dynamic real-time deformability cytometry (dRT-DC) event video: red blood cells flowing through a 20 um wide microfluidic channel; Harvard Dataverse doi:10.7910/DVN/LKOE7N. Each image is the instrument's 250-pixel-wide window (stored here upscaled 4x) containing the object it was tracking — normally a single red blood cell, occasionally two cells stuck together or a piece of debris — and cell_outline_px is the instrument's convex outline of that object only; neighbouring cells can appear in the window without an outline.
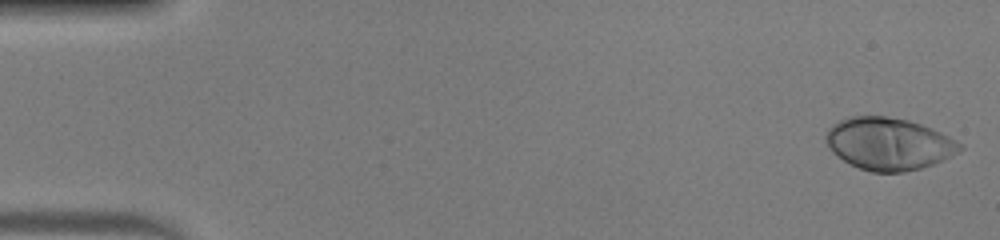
{"species": "human", "species_latin": "Homo sapiens", "temperature_condition": "warm", "stored_images_in_passage": 48, "camera_frame_rate_fps": 3000, "um_per_image_px": 0.085, "donor": {"sex": "male"}, "frame": {"image": 1, "passage_image": 1, "time_ms": 0.0, "image_size_px": [1000, 240], "cell_outline_px": [[964, 148], [932, 164], [920, 168], [904, 172], [872, 172], [860, 168], [844, 160], [832, 152], [828, 148], [824, 140], [824, 136], [828, 128], [832, 124], [840, 120], [852, 116], [884, 116], [908, 120], [932, 128], [948, 136], [960, 144]], "centroid_in_image_um": [75.48, 12.21], "position_along_channel_um": 9.5, "area_um2": 40.46}}
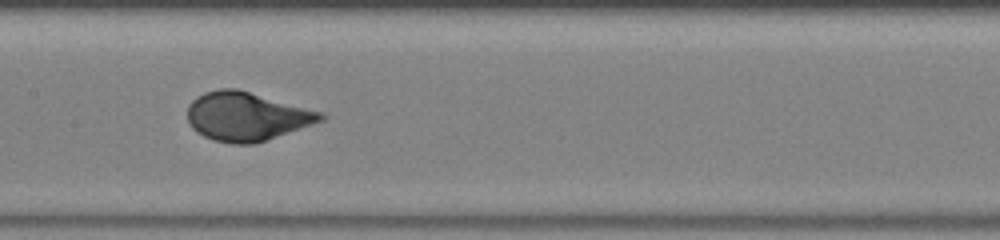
{"frame": {"image": 2, "passage_image": 24, "time_ms": 7.667, "image_size_px": [1000, 240], "cell_outline_px": [[328, 116], [324, 120], [252, 144], [232, 144], [212, 140], [196, 132], [192, 128], [188, 120], [188, 104], [196, 96], [204, 92], [220, 88], [236, 88], [324, 112]], "centroid_in_image_um": [20.94, 9.88], "position_along_channel_um": 186.5, "area_um2": 37.8}}
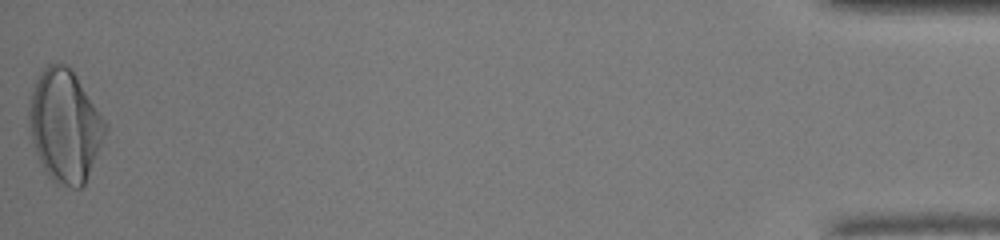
{"frame": {"image": 3, "passage_image": 48, "time_ms": 15.667, "image_size_px": [1000, 240], "cell_outline_px": [[108, 128], [88, 176], [84, 184], [80, 188], [72, 188], [56, 184], [48, 176], [36, 152], [32, 140], [28, 120], [28, 104], [32, 88], [40, 72], [48, 64], [64, 64], [76, 76], [108, 124]], "centroid_in_image_um": [5.5, 10.71], "position_along_channel_um": 429.7, "area_um2": 49.59}, "authors_computed_cell_mechanics": {"area_um2": 38.0902, "velocity_mm_per_s": 4.2419, "shape_relaxation_time_tau1_ms": 3.2703, "shape_relaxation_time_tau2_ms": null, "deformation_change_tau1": 0.2069, "deformation_change_tau2": null}}